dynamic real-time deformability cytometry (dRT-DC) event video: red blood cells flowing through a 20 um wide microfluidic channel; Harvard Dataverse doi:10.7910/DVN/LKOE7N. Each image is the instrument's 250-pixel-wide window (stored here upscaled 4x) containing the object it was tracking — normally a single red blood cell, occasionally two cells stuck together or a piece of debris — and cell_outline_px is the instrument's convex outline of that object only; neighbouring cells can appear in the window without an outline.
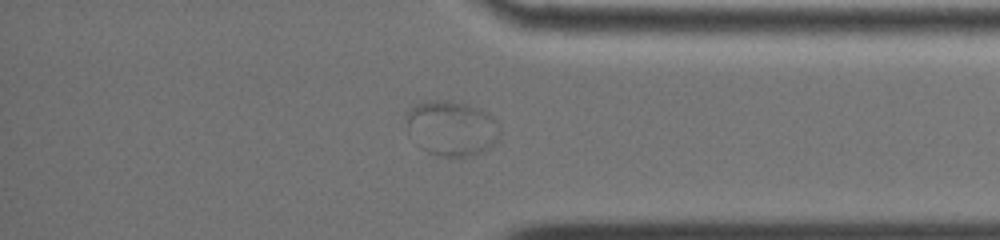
{"species": "common noctule bat (a hibernating species)", "species_latin": "Nyctalus noctula", "temperature_condition": "warm", "stored_images_in_passage": 63, "segment_of_instrument_passage": [2, 2], "camera_frame_rate_fps": 3000, "um_per_image_px": 0.085, "animal": {"sex": "female", "body_mass_g": 19.0, "forearm_length_mm": 51.5}, "frame": {"image": 1, "passage_image": 55, "time_ms": 18.0, "image_size_px": [1000, 240], "cell_outline_px": [[500, 136], [488, 148], [472, 156], [436, 156], [420, 148], [408, 136], [408, 112], [416, 104], [436, 100], [452, 100], [468, 104], [480, 108], [492, 116], [496, 120], [500, 128]], "centroid_in_image_um": [38.39, 10.9], "position_along_channel_um": 396.8, "area_um2": 30.11}}
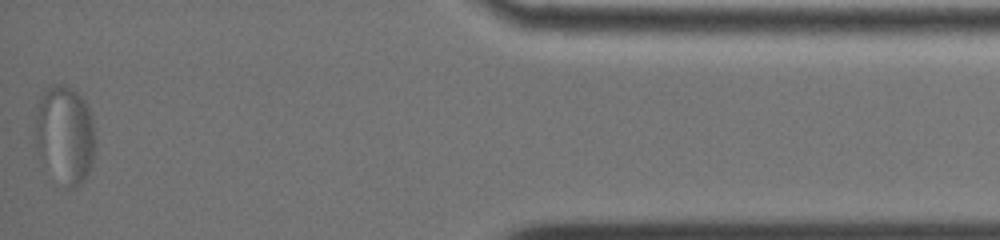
{"frame": {"image": 2, "passage_image": 63, "time_ms": 20.667, "image_size_px": [1000, 240], "cell_outline_px": [[92, 164], [88, 176], [76, 188], [68, 188], [40, 156], [36, 148], [36, 104], [40, 96], [48, 84], [64, 84], [76, 92], [88, 104], [92, 116]], "centroid_in_image_um": [5.5, 11.36], "position_along_channel_um": 429.7, "area_um2": 33.64}}